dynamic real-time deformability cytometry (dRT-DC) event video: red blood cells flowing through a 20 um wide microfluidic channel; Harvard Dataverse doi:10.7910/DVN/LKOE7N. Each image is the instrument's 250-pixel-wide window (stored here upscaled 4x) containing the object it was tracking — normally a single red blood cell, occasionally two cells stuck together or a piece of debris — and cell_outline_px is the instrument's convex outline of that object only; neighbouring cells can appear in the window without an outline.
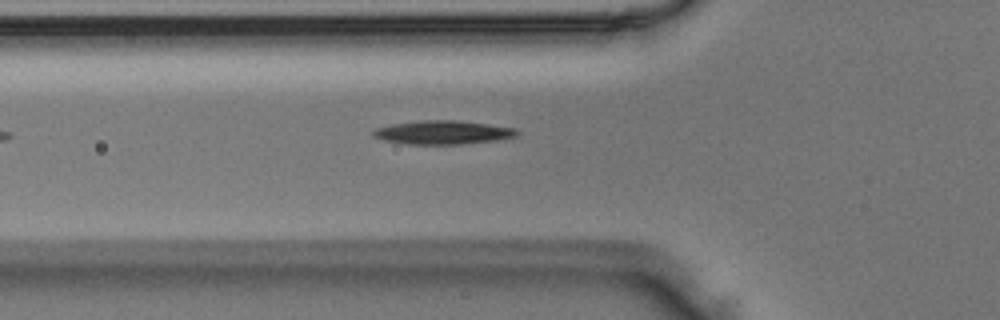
{"species": "Egyptian fruit bat (a non-hibernating species)", "species_latin": "Rousettus aegyptiacus", "temperature_condition": "room temperature", "stored_images_in_passage": 32, "camera_frame_rate_fps": 3000, "um_per_image_px": 0.085, "animal": {"sex": "male"}, "frame": {"image": 1, "passage_image": 4, "time_ms": 1.0, "image_size_px": [1000, 320], "cell_outline_px": [[520, 132], [516, 136], [496, 140], [460, 144], [408, 144], [384, 140], [372, 136], [372, 132], [376, 128], [392, 124], [424, 120], [452, 120], [488, 124], [516, 128]], "centroid_in_image_um": [37.65, 11.25], "position_along_channel_um": 88.2, "area_um2": 19.65}}
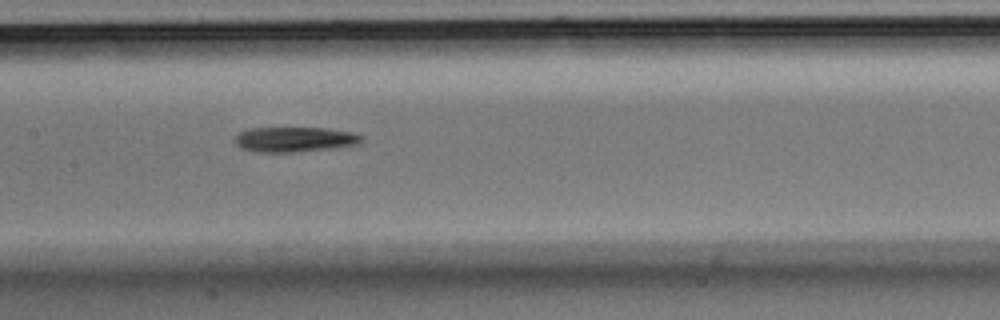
{"frame": {"image": 2, "passage_image": 11, "time_ms": 3.333, "image_size_px": [1000, 320], "cell_outline_px": [[364, 136], [356, 144], [332, 148], [296, 152], [256, 152], [240, 148], [236, 144], [236, 136], [240, 132], [252, 128], [324, 128], [352, 132]], "centroid_in_image_um": [25.02, 11.85], "position_along_channel_um": 182.4, "area_um2": 18.26}}
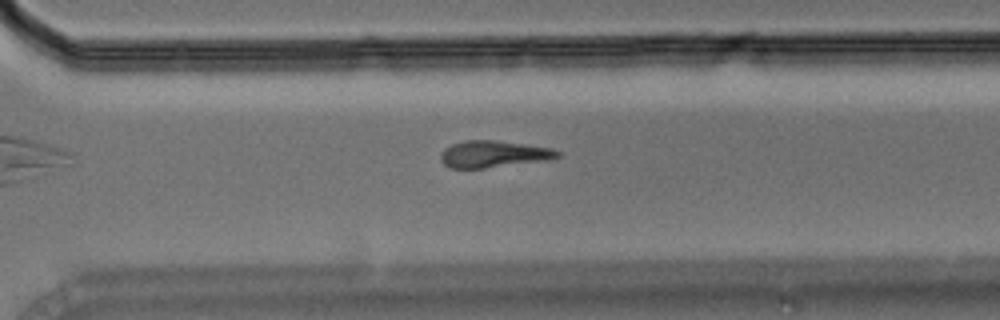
{"frame": {"image": 3, "passage_image": 22, "time_ms": 7.0, "image_size_px": [1000, 320], "cell_outline_px": [[560, 156], [552, 160], [484, 168], [448, 168], [440, 160], [440, 156], [444, 148], [452, 144], [464, 140], [496, 140], [552, 148], [560, 152]], "centroid_in_image_um": [41.96, 13.1], "position_along_channel_um": 328.6, "area_um2": 18.44}}